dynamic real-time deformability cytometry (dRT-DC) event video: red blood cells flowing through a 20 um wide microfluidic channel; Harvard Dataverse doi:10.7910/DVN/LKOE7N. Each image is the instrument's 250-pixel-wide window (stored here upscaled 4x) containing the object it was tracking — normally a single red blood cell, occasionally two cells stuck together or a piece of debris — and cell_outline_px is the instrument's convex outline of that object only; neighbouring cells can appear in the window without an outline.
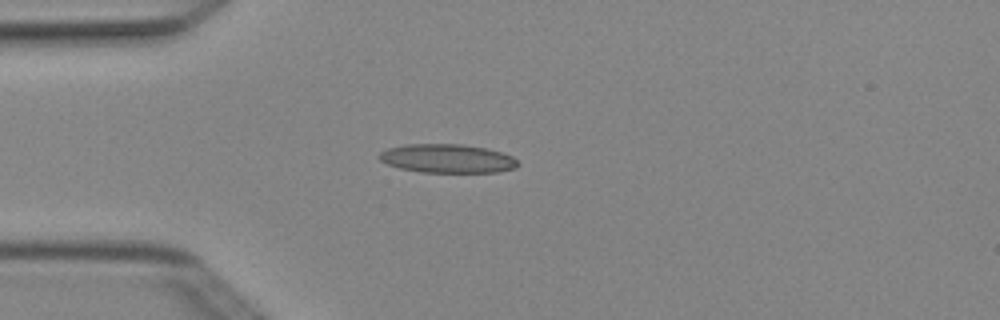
{"species": "Egyptian fruit bat (a non-hibernating species)", "species_latin": "Rousettus aegyptiacus", "temperature_condition": "cold", "stored_images_in_passage": 7, "camera_frame_rate_fps": 3000, "um_per_image_px": 0.085, "animal": {"sex": "female"}, "frame": {"image": 1, "passage_image": 4, "time_ms": 1.0, "image_size_px": [1000, 320], "cell_outline_px": [[520, 164], [516, 168], [496, 172], [420, 172], [400, 168], [388, 164], [380, 160], [380, 152], [388, 148], [408, 144], [460, 144], [488, 148], [512, 156]], "centroid_in_image_um": [38.05, 13.47], "position_along_channel_um": 47.0, "area_um2": 23.12}}
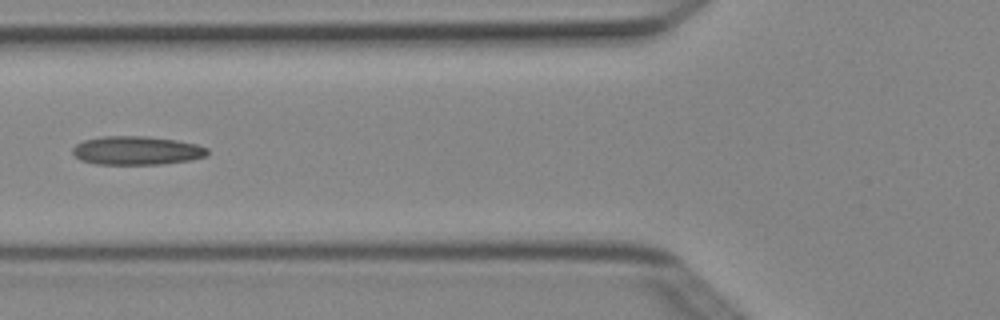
{"frame": {"image": 2, "passage_image": 6, "time_ms": 1.667, "image_size_px": [1000, 320], "cell_outline_px": [[208, 152], [204, 156], [192, 160], [160, 164], [96, 164], [80, 160], [72, 152], [72, 148], [76, 144], [84, 140], [104, 136], [144, 136], [176, 140], [196, 144], [208, 148]], "centroid_in_image_um": [11.6, 12.79], "position_along_channel_um": 114.2, "area_um2": 22.43}}
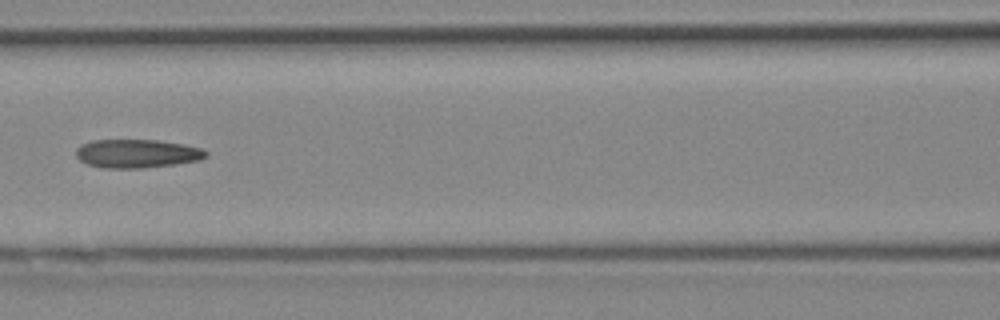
{"frame": {"image": 3, "passage_image": 7, "time_ms": 2.0, "image_size_px": [1000, 320], "cell_outline_px": [[208, 156], [200, 160], [172, 164], [140, 168], [104, 168], [88, 164], [80, 160], [76, 156], [76, 148], [80, 144], [92, 140], [156, 140], [184, 144], [200, 148], [208, 152]], "centroid_in_image_um": [11.62, 13.04], "position_along_channel_um": 155.0, "area_um2": 21.56}}